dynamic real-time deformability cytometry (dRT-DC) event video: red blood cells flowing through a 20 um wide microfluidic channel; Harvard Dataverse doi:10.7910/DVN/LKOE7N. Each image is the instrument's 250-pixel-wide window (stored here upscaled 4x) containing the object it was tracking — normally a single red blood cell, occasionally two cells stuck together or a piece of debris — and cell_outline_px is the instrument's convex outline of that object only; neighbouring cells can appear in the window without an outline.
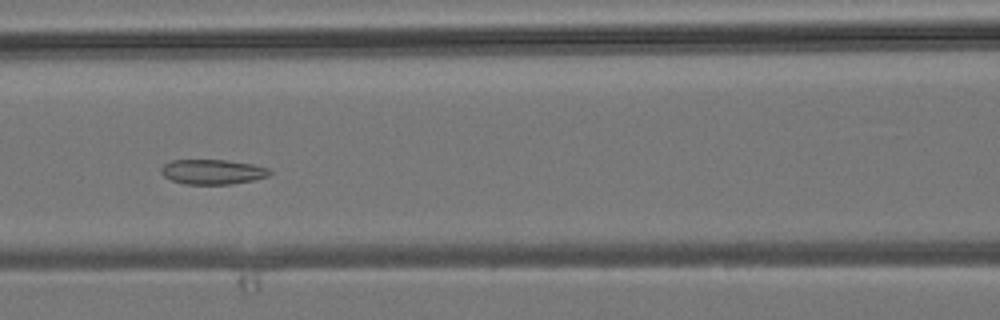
{"species": "common noctule bat (a hibernating species)", "species_latin": "Nyctalus noctula", "temperature_condition": "room temperature", "stored_images_in_passage": 37, "camera_frame_rate_fps": 3000, "um_per_image_px": 0.085, "animal": {"sex": "male", "body_mass_g": 19.2, "forearm_length_mm": 51.8}, "frame": {"image": 1, "passage_image": 16, "time_ms": 5.0, "image_size_px": [1000, 320], "cell_outline_px": [[272, 172], [268, 176], [252, 180], [232, 184], [184, 184], [172, 180], [164, 176], [160, 172], [160, 168], [164, 164], [172, 160], [224, 160], [252, 164], [268, 168]], "centroid_in_image_um": [18.04, 14.6], "position_along_channel_um": 148.6, "area_um2": 15.66}}
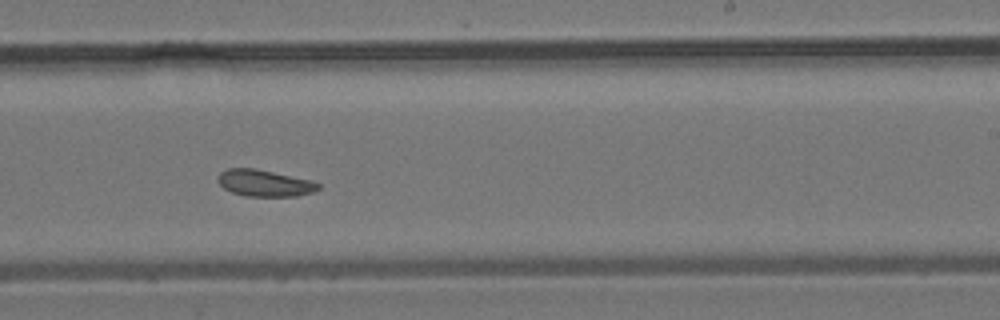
{"frame": {"image": 2, "passage_image": 24, "time_ms": 7.667, "image_size_px": [1000, 320], "cell_outline_px": [[320, 188], [312, 192], [296, 196], [244, 196], [232, 192], [224, 188], [220, 184], [220, 172], [228, 168], [256, 168], [312, 180], [320, 184]], "centroid_in_image_um": [22.52, 15.56], "position_along_channel_um": 266.5, "area_um2": 15.49}}
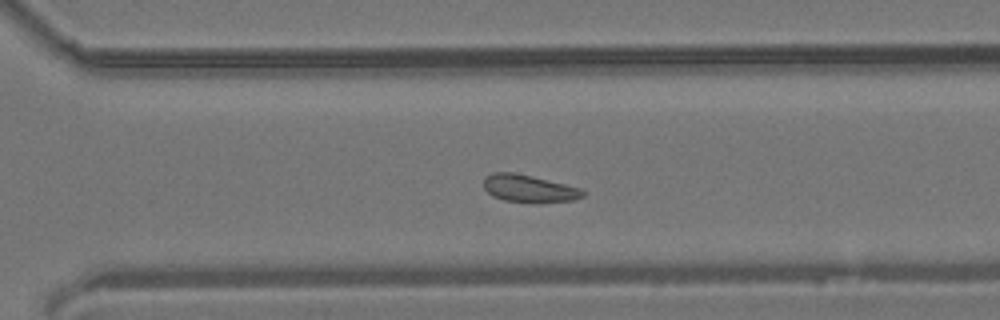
{"frame": {"image": 3, "passage_image": 28, "time_ms": 9.0, "image_size_px": [1000, 320], "cell_outline_px": [[588, 192], [584, 196], [576, 200], [540, 204], [504, 200], [492, 196], [484, 188], [484, 176], [492, 172], [512, 172], [532, 176], [580, 188]], "centroid_in_image_um": [45.0, 16.05], "position_along_channel_um": 325.6, "area_um2": 16.24}}